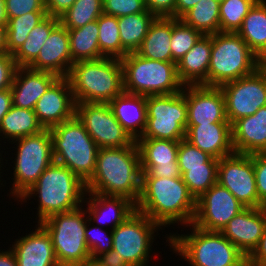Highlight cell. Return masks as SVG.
I'll list each match as a JSON object with an SVG mask.
<instances>
[{
  "instance_id": "obj_54",
  "label": "cell",
  "mask_w": 266,
  "mask_h": 266,
  "mask_svg": "<svg viewBox=\"0 0 266 266\" xmlns=\"http://www.w3.org/2000/svg\"><path fill=\"white\" fill-rule=\"evenodd\" d=\"M0 266H18L12 249L0 252Z\"/></svg>"
},
{
  "instance_id": "obj_23",
  "label": "cell",
  "mask_w": 266,
  "mask_h": 266,
  "mask_svg": "<svg viewBox=\"0 0 266 266\" xmlns=\"http://www.w3.org/2000/svg\"><path fill=\"white\" fill-rule=\"evenodd\" d=\"M185 139L218 160L235 153L230 123L187 125Z\"/></svg>"
},
{
  "instance_id": "obj_55",
  "label": "cell",
  "mask_w": 266,
  "mask_h": 266,
  "mask_svg": "<svg viewBox=\"0 0 266 266\" xmlns=\"http://www.w3.org/2000/svg\"><path fill=\"white\" fill-rule=\"evenodd\" d=\"M7 25H0V53L7 52Z\"/></svg>"
},
{
  "instance_id": "obj_60",
  "label": "cell",
  "mask_w": 266,
  "mask_h": 266,
  "mask_svg": "<svg viewBox=\"0 0 266 266\" xmlns=\"http://www.w3.org/2000/svg\"><path fill=\"white\" fill-rule=\"evenodd\" d=\"M256 3H263L266 2V0H254Z\"/></svg>"
},
{
  "instance_id": "obj_20",
  "label": "cell",
  "mask_w": 266,
  "mask_h": 266,
  "mask_svg": "<svg viewBox=\"0 0 266 266\" xmlns=\"http://www.w3.org/2000/svg\"><path fill=\"white\" fill-rule=\"evenodd\" d=\"M265 220L266 207H245L228 222L221 233L248 257L259 243Z\"/></svg>"
},
{
  "instance_id": "obj_39",
  "label": "cell",
  "mask_w": 266,
  "mask_h": 266,
  "mask_svg": "<svg viewBox=\"0 0 266 266\" xmlns=\"http://www.w3.org/2000/svg\"><path fill=\"white\" fill-rule=\"evenodd\" d=\"M255 4L254 0H222L219 6L220 32L237 33Z\"/></svg>"
},
{
  "instance_id": "obj_3",
  "label": "cell",
  "mask_w": 266,
  "mask_h": 266,
  "mask_svg": "<svg viewBox=\"0 0 266 266\" xmlns=\"http://www.w3.org/2000/svg\"><path fill=\"white\" fill-rule=\"evenodd\" d=\"M32 196L38 197L37 223H41L53 214L82 206L86 186L71 170L53 161L19 201L27 202Z\"/></svg>"
},
{
  "instance_id": "obj_19",
  "label": "cell",
  "mask_w": 266,
  "mask_h": 266,
  "mask_svg": "<svg viewBox=\"0 0 266 266\" xmlns=\"http://www.w3.org/2000/svg\"><path fill=\"white\" fill-rule=\"evenodd\" d=\"M136 143L142 172H149L158 178L181 177L177 161L179 141L139 138Z\"/></svg>"
},
{
  "instance_id": "obj_28",
  "label": "cell",
  "mask_w": 266,
  "mask_h": 266,
  "mask_svg": "<svg viewBox=\"0 0 266 266\" xmlns=\"http://www.w3.org/2000/svg\"><path fill=\"white\" fill-rule=\"evenodd\" d=\"M87 194L90 197H85L86 200L84 199L85 202L83 203H86L88 206L86 208L88 220L94 223L96 221L101 225L111 221L112 230L135 211V204L126 197L106 196L93 192H86V196ZM87 199L89 200L87 201Z\"/></svg>"
},
{
  "instance_id": "obj_13",
  "label": "cell",
  "mask_w": 266,
  "mask_h": 266,
  "mask_svg": "<svg viewBox=\"0 0 266 266\" xmlns=\"http://www.w3.org/2000/svg\"><path fill=\"white\" fill-rule=\"evenodd\" d=\"M220 88L225 99L226 117L231 125L266 106V71L262 66L252 74L229 81Z\"/></svg>"
},
{
  "instance_id": "obj_18",
  "label": "cell",
  "mask_w": 266,
  "mask_h": 266,
  "mask_svg": "<svg viewBox=\"0 0 266 266\" xmlns=\"http://www.w3.org/2000/svg\"><path fill=\"white\" fill-rule=\"evenodd\" d=\"M34 112L44 129L74 117L76 102L69 80L59 77L36 102Z\"/></svg>"
},
{
  "instance_id": "obj_61",
  "label": "cell",
  "mask_w": 266,
  "mask_h": 266,
  "mask_svg": "<svg viewBox=\"0 0 266 266\" xmlns=\"http://www.w3.org/2000/svg\"><path fill=\"white\" fill-rule=\"evenodd\" d=\"M0 156H1V154H0ZM1 161H2V160H1V158H0V170H1V167H2V166H1V165H2V164H1ZM1 173H2V172H0V174H1ZM0 178H1V175H0ZM0 182H1V180H0Z\"/></svg>"
},
{
  "instance_id": "obj_1",
  "label": "cell",
  "mask_w": 266,
  "mask_h": 266,
  "mask_svg": "<svg viewBox=\"0 0 266 266\" xmlns=\"http://www.w3.org/2000/svg\"><path fill=\"white\" fill-rule=\"evenodd\" d=\"M135 210L161 227L175 223L187 227L193 223L196 200L182 177L158 178L142 172L141 192Z\"/></svg>"
},
{
  "instance_id": "obj_17",
  "label": "cell",
  "mask_w": 266,
  "mask_h": 266,
  "mask_svg": "<svg viewBox=\"0 0 266 266\" xmlns=\"http://www.w3.org/2000/svg\"><path fill=\"white\" fill-rule=\"evenodd\" d=\"M187 125L230 123L226 117L225 99L220 87L185 86Z\"/></svg>"
},
{
  "instance_id": "obj_57",
  "label": "cell",
  "mask_w": 266,
  "mask_h": 266,
  "mask_svg": "<svg viewBox=\"0 0 266 266\" xmlns=\"http://www.w3.org/2000/svg\"><path fill=\"white\" fill-rule=\"evenodd\" d=\"M77 266H104L97 258H89Z\"/></svg>"
},
{
  "instance_id": "obj_35",
  "label": "cell",
  "mask_w": 266,
  "mask_h": 266,
  "mask_svg": "<svg viewBox=\"0 0 266 266\" xmlns=\"http://www.w3.org/2000/svg\"><path fill=\"white\" fill-rule=\"evenodd\" d=\"M219 6L218 0H200L180 19L203 35H212L220 32Z\"/></svg>"
},
{
  "instance_id": "obj_50",
  "label": "cell",
  "mask_w": 266,
  "mask_h": 266,
  "mask_svg": "<svg viewBox=\"0 0 266 266\" xmlns=\"http://www.w3.org/2000/svg\"><path fill=\"white\" fill-rule=\"evenodd\" d=\"M76 0H45L47 15L60 17Z\"/></svg>"
},
{
  "instance_id": "obj_15",
  "label": "cell",
  "mask_w": 266,
  "mask_h": 266,
  "mask_svg": "<svg viewBox=\"0 0 266 266\" xmlns=\"http://www.w3.org/2000/svg\"><path fill=\"white\" fill-rule=\"evenodd\" d=\"M217 183L244 206L264 207L258 200L253 154L233 153L219 159Z\"/></svg>"
},
{
  "instance_id": "obj_41",
  "label": "cell",
  "mask_w": 266,
  "mask_h": 266,
  "mask_svg": "<svg viewBox=\"0 0 266 266\" xmlns=\"http://www.w3.org/2000/svg\"><path fill=\"white\" fill-rule=\"evenodd\" d=\"M180 172L182 180L195 200L217 183L218 167L188 168V171Z\"/></svg>"
},
{
  "instance_id": "obj_29",
  "label": "cell",
  "mask_w": 266,
  "mask_h": 266,
  "mask_svg": "<svg viewBox=\"0 0 266 266\" xmlns=\"http://www.w3.org/2000/svg\"><path fill=\"white\" fill-rule=\"evenodd\" d=\"M171 37L172 17H156L136 52L147 59L172 62Z\"/></svg>"
},
{
  "instance_id": "obj_5",
  "label": "cell",
  "mask_w": 266,
  "mask_h": 266,
  "mask_svg": "<svg viewBox=\"0 0 266 266\" xmlns=\"http://www.w3.org/2000/svg\"><path fill=\"white\" fill-rule=\"evenodd\" d=\"M190 234L167 236L172 251L191 266H241L247 257L221 232L205 231L193 224Z\"/></svg>"
},
{
  "instance_id": "obj_14",
  "label": "cell",
  "mask_w": 266,
  "mask_h": 266,
  "mask_svg": "<svg viewBox=\"0 0 266 266\" xmlns=\"http://www.w3.org/2000/svg\"><path fill=\"white\" fill-rule=\"evenodd\" d=\"M75 115L98 148L128 147L135 142L114 117L108 103H76Z\"/></svg>"
},
{
  "instance_id": "obj_47",
  "label": "cell",
  "mask_w": 266,
  "mask_h": 266,
  "mask_svg": "<svg viewBox=\"0 0 266 266\" xmlns=\"http://www.w3.org/2000/svg\"><path fill=\"white\" fill-rule=\"evenodd\" d=\"M17 65L13 55L0 53V91L9 89L12 86Z\"/></svg>"
},
{
  "instance_id": "obj_21",
  "label": "cell",
  "mask_w": 266,
  "mask_h": 266,
  "mask_svg": "<svg viewBox=\"0 0 266 266\" xmlns=\"http://www.w3.org/2000/svg\"><path fill=\"white\" fill-rule=\"evenodd\" d=\"M72 65L68 29L59 23L50 32L39 55L28 68L67 77Z\"/></svg>"
},
{
  "instance_id": "obj_16",
  "label": "cell",
  "mask_w": 266,
  "mask_h": 266,
  "mask_svg": "<svg viewBox=\"0 0 266 266\" xmlns=\"http://www.w3.org/2000/svg\"><path fill=\"white\" fill-rule=\"evenodd\" d=\"M245 207L228 191L215 183L198 200L193 225L205 231H218Z\"/></svg>"
},
{
  "instance_id": "obj_33",
  "label": "cell",
  "mask_w": 266,
  "mask_h": 266,
  "mask_svg": "<svg viewBox=\"0 0 266 266\" xmlns=\"http://www.w3.org/2000/svg\"><path fill=\"white\" fill-rule=\"evenodd\" d=\"M44 130L37 120L34 110L19 108L14 105L2 118L0 136L12 141L29 135H35Z\"/></svg>"
},
{
  "instance_id": "obj_22",
  "label": "cell",
  "mask_w": 266,
  "mask_h": 266,
  "mask_svg": "<svg viewBox=\"0 0 266 266\" xmlns=\"http://www.w3.org/2000/svg\"><path fill=\"white\" fill-rule=\"evenodd\" d=\"M35 231L16 239L10 247L18 266H59L50 234L40 224Z\"/></svg>"
},
{
  "instance_id": "obj_6",
  "label": "cell",
  "mask_w": 266,
  "mask_h": 266,
  "mask_svg": "<svg viewBox=\"0 0 266 266\" xmlns=\"http://www.w3.org/2000/svg\"><path fill=\"white\" fill-rule=\"evenodd\" d=\"M54 161L67 167L85 184L95 168L98 146L75 115L50 128Z\"/></svg>"
},
{
  "instance_id": "obj_56",
  "label": "cell",
  "mask_w": 266,
  "mask_h": 266,
  "mask_svg": "<svg viewBox=\"0 0 266 266\" xmlns=\"http://www.w3.org/2000/svg\"><path fill=\"white\" fill-rule=\"evenodd\" d=\"M8 16L6 13L5 0H0V25H7Z\"/></svg>"
},
{
  "instance_id": "obj_31",
  "label": "cell",
  "mask_w": 266,
  "mask_h": 266,
  "mask_svg": "<svg viewBox=\"0 0 266 266\" xmlns=\"http://www.w3.org/2000/svg\"><path fill=\"white\" fill-rule=\"evenodd\" d=\"M237 33L260 60L266 58V2L252 7Z\"/></svg>"
},
{
  "instance_id": "obj_11",
  "label": "cell",
  "mask_w": 266,
  "mask_h": 266,
  "mask_svg": "<svg viewBox=\"0 0 266 266\" xmlns=\"http://www.w3.org/2000/svg\"><path fill=\"white\" fill-rule=\"evenodd\" d=\"M147 125L140 138L185 139L187 103L185 86L175 94L147 96Z\"/></svg>"
},
{
  "instance_id": "obj_30",
  "label": "cell",
  "mask_w": 266,
  "mask_h": 266,
  "mask_svg": "<svg viewBox=\"0 0 266 266\" xmlns=\"http://www.w3.org/2000/svg\"><path fill=\"white\" fill-rule=\"evenodd\" d=\"M155 18L156 16L148 10L118 17L121 59L128 53L136 52L140 48Z\"/></svg>"
},
{
  "instance_id": "obj_32",
  "label": "cell",
  "mask_w": 266,
  "mask_h": 266,
  "mask_svg": "<svg viewBox=\"0 0 266 266\" xmlns=\"http://www.w3.org/2000/svg\"><path fill=\"white\" fill-rule=\"evenodd\" d=\"M98 29L97 20L80 28L68 29L72 63L104 57L99 48Z\"/></svg>"
},
{
  "instance_id": "obj_7",
  "label": "cell",
  "mask_w": 266,
  "mask_h": 266,
  "mask_svg": "<svg viewBox=\"0 0 266 266\" xmlns=\"http://www.w3.org/2000/svg\"><path fill=\"white\" fill-rule=\"evenodd\" d=\"M261 60L250 50L238 33L212 34V49L207 86L221 85L252 74Z\"/></svg>"
},
{
  "instance_id": "obj_8",
  "label": "cell",
  "mask_w": 266,
  "mask_h": 266,
  "mask_svg": "<svg viewBox=\"0 0 266 266\" xmlns=\"http://www.w3.org/2000/svg\"><path fill=\"white\" fill-rule=\"evenodd\" d=\"M124 92L142 96L175 94L183 90L177 63L151 60L130 52L121 59Z\"/></svg>"
},
{
  "instance_id": "obj_58",
  "label": "cell",
  "mask_w": 266,
  "mask_h": 266,
  "mask_svg": "<svg viewBox=\"0 0 266 266\" xmlns=\"http://www.w3.org/2000/svg\"><path fill=\"white\" fill-rule=\"evenodd\" d=\"M261 66L266 71V58L261 60Z\"/></svg>"
},
{
  "instance_id": "obj_51",
  "label": "cell",
  "mask_w": 266,
  "mask_h": 266,
  "mask_svg": "<svg viewBox=\"0 0 266 266\" xmlns=\"http://www.w3.org/2000/svg\"><path fill=\"white\" fill-rule=\"evenodd\" d=\"M97 259L104 266H129L128 263H126V261H124V259L113 249L109 252L102 253Z\"/></svg>"
},
{
  "instance_id": "obj_12",
  "label": "cell",
  "mask_w": 266,
  "mask_h": 266,
  "mask_svg": "<svg viewBox=\"0 0 266 266\" xmlns=\"http://www.w3.org/2000/svg\"><path fill=\"white\" fill-rule=\"evenodd\" d=\"M161 226L145 214L135 210L112 230L113 245L129 266H148L155 232ZM157 230V231H156ZM152 243V244H151ZM150 254V255H149Z\"/></svg>"
},
{
  "instance_id": "obj_43",
  "label": "cell",
  "mask_w": 266,
  "mask_h": 266,
  "mask_svg": "<svg viewBox=\"0 0 266 266\" xmlns=\"http://www.w3.org/2000/svg\"><path fill=\"white\" fill-rule=\"evenodd\" d=\"M87 224L84 234L91 258H97L102 253L109 252L112 249L113 245L112 229L110 232H107L103 231L101 227L99 228L98 226L95 225L93 228H89V226L91 227L92 225L89 220H87ZM98 232L104 234H101L102 236L101 235L99 236Z\"/></svg>"
},
{
  "instance_id": "obj_38",
  "label": "cell",
  "mask_w": 266,
  "mask_h": 266,
  "mask_svg": "<svg viewBox=\"0 0 266 266\" xmlns=\"http://www.w3.org/2000/svg\"><path fill=\"white\" fill-rule=\"evenodd\" d=\"M99 26L98 43L104 57L121 60V41L118 17L102 13L97 19Z\"/></svg>"
},
{
  "instance_id": "obj_45",
  "label": "cell",
  "mask_w": 266,
  "mask_h": 266,
  "mask_svg": "<svg viewBox=\"0 0 266 266\" xmlns=\"http://www.w3.org/2000/svg\"><path fill=\"white\" fill-rule=\"evenodd\" d=\"M8 18H16L30 12H46L45 0H5Z\"/></svg>"
},
{
  "instance_id": "obj_25",
  "label": "cell",
  "mask_w": 266,
  "mask_h": 266,
  "mask_svg": "<svg viewBox=\"0 0 266 266\" xmlns=\"http://www.w3.org/2000/svg\"><path fill=\"white\" fill-rule=\"evenodd\" d=\"M235 153H266V106L232 124Z\"/></svg>"
},
{
  "instance_id": "obj_42",
  "label": "cell",
  "mask_w": 266,
  "mask_h": 266,
  "mask_svg": "<svg viewBox=\"0 0 266 266\" xmlns=\"http://www.w3.org/2000/svg\"><path fill=\"white\" fill-rule=\"evenodd\" d=\"M177 161L180 171H188V168L218 167L219 160L193 146L186 139L179 141Z\"/></svg>"
},
{
  "instance_id": "obj_52",
  "label": "cell",
  "mask_w": 266,
  "mask_h": 266,
  "mask_svg": "<svg viewBox=\"0 0 266 266\" xmlns=\"http://www.w3.org/2000/svg\"><path fill=\"white\" fill-rule=\"evenodd\" d=\"M12 105H13V102H12L11 89L9 88V89L0 91V124H1L2 118L10 110Z\"/></svg>"
},
{
  "instance_id": "obj_34",
  "label": "cell",
  "mask_w": 266,
  "mask_h": 266,
  "mask_svg": "<svg viewBox=\"0 0 266 266\" xmlns=\"http://www.w3.org/2000/svg\"><path fill=\"white\" fill-rule=\"evenodd\" d=\"M59 23L58 17L47 15L30 31L26 41L13 55L17 67H28L37 58L50 32Z\"/></svg>"
},
{
  "instance_id": "obj_4",
  "label": "cell",
  "mask_w": 266,
  "mask_h": 266,
  "mask_svg": "<svg viewBox=\"0 0 266 266\" xmlns=\"http://www.w3.org/2000/svg\"><path fill=\"white\" fill-rule=\"evenodd\" d=\"M66 78L76 103H109L124 92L120 59L103 57L73 63Z\"/></svg>"
},
{
  "instance_id": "obj_44",
  "label": "cell",
  "mask_w": 266,
  "mask_h": 266,
  "mask_svg": "<svg viewBox=\"0 0 266 266\" xmlns=\"http://www.w3.org/2000/svg\"><path fill=\"white\" fill-rule=\"evenodd\" d=\"M103 13L115 17L145 12L144 0H103Z\"/></svg>"
},
{
  "instance_id": "obj_9",
  "label": "cell",
  "mask_w": 266,
  "mask_h": 266,
  "mask_svg": "<svg viewBox=\"0 0 266 266\" xmlns=\"http://www.w3.org/2000/svg\"><path fill=\"white\" fill-rule=\"evenodd\" d=\"M81 207L53 214L40 223L51 236L59 266H77L91 258L84 234L87 211Z\"/></svg>"
},
{
  "instance_id": "obj_59",
  "label": "cell",
  "mask_w": 266,
  "mask_h": 266,
  "mask_svg": "<svg viewBox=\"0 0 266 266\" xmlns=\"http://www.w3.org/2000/svg\"><path fill=\"white\" fill-rule=\"evenodd\" d=\"M241 266H256L251 263H249L247 260L241 265Z\"/></svg>"
},
{
  "instance_id": "obj_36",
  "label": "cell",
  "mask_w": 266,
  "mask_h": 266,
  "mask_svg": "<svg viewBox=\"0 0 266 266\" xmlns=\"http://www.w3.org/2000/svg\"><path fill=\"white\" fill-rule=\"evenodd\" d=\"M47 16V12H30L8 18L7 53L14 55L26 41L30 31Z\"/></svg>"
},
{
  "instance_id": "obj_46",
  "label": "cell",
  "mask_w": 266,
  "mask_h": 266,
  "mask_svg": "<svg viewBox=\"0 0 266 266\" xmlns=\"http://www.w3.org/2000/svg\"><path fill=\"white\" fill-rule=\"evenodd\" d=\"M253 168L258 200L266 207V153L253 154Z\"/></svg>"
},
{
  "instance_id": "obj_2",
  "label": "cell",
  "mask_w": 266,
  "mask_h": 266,
  "mask_svg": "<svg viewBox=\"0 0 266 266\" xmlns=\"http://www.w3.org/2000/svg\"><path fill=\"white\" fill-rule=\"evenodd\" d=\"M142 170L136 141L128 147L99 148L96 168L86 192L122 196L134 204L141 192Z\"/></svg>"
},
{
  "instance_id": "obj_37",
  "label": "cell",
  "mask_w": 266,
  "mask_h": 266,
  "mask_svg": "<svg viewBox=\"0 0 266 266\" xmlns=\"http://www.w3.org/2000/svg\"><path fill=\"white\" fill-rule=\"evenodd\" d=\"M103 0H76L60 17V23L67 29L80 28L95 21L103 13Z\"/></svg>"
},
{
  "instance_id": "obj_40",
  "label": "cell",
  "mask_w": 266,
  "mask_h": 266,
  "mask_svg": "<svg viewBox=\"0 0 266 266\" xmlns=\"http://www.w3.org/2000/svg\"><path fill=\"white\" fill-rule=\"evenodd\" d=\"M202 36L201 32L186 25L181 19L172 17V37L170 42L172 62L177 63Z\"/></svg>"
},
{
  "instance_id": "obj_49",
  "label": "cell",
  "mask_w": 266,
  "mask_h": 266,
  "mask_svg": "<svg viewBox=\"0 0 266 266\" xmlns=\"http://www.w3.org/2000/svg\"><path fill=\"white\" fill-rule=\"evenodd\" d=\"M247 261L256 266H266V220L259 243L247 257Z\"/></svg>"
},
{
  "instance_id": "obj_24",
  "label": "cell",
  "mask_w": 266,
  "mask_h": 266,
  "mask_svg": "<svg viewBox=\"0 0 266 266\" xmlns=\"http://www.w3.org/2000/svg\"><path fill=\"white\" fill-rule=\"evenodd\" d=\"M58 78L51 72L17 67L10 87L13 105L34 110L36 102Z\"/></svg>"
},
{
  "instance_id": "obj_48",
  "label": "cell",
  "mask_w": 266,
  "mask_h": 266,
  "mask_svg": "<svg viewBox=\"0 0 266 266\" xmlns=\"http://www.w3.org/2000/svg\"><path fill=\"white\" fill-rule=\"evenodd\" d=\"M146 9L156 17L175 18L176 0H144Z\"/></svg>"
},
{
  "instance_id": "obj_26",
  "label": "cell",
  "mask_w": 266,
  "mask_h": 266,
  "mask_svg": "<svg viewBox=\"0 0 266 266\" xmlns=\"http://www.w3.org/2000/svg\"><path fill=\"white\" fill-rule=\"evenodd\" d=\"M147 96L123 92L108 104L114 117L130 137L137 141L147 125Z\"/></svg>"
},
{
  "instance_id": "obj_10",
  "label": "cell",
  "mask_w": 266,
  "mask_h": 266,
  "mask_svg": "<svg viewBox=\"0 0 266 266\" xmlns=\"http://www.w3.org/2000/svg\"><path fill=\"white\" fill-rule=\"evenodd\" d=\"M16 143V158L13 167V183L10 194L20 199L54 161L50 129L35 135L10 141ZM18 143V144H17Z\"/></svg>"
},
{
  "instance_id": "obj_27",
  "label": "cell",
  "mask_w": 266,
  "mask_h": 266,
  "mask_svg": "<svg viewBox=\"0 0 266 266\" xmlns=\"http://www.w3.org/2000/svg\"><path fill=\"white\" fill-rule=\"evenodd\" d=\"M211 49L212 35H203L177 62V74L184 86H207Z\"/></svg>"
},
{
  "instance_id": "obj_53",
  "label": "cell",
  "mask_w": 266,
  "mask_h": 266,
  "mask_svg": "<svg viewBox=\"0 0 266 266\" xmlns=\"http://www.w3.org/2000/svg\"><path fill=\"white\" fill-rule=\"evenodd\" d=\"M200 0H176L175 18L180 19L187 11L195 6Z\"/></svg>"
}]
</instances>
